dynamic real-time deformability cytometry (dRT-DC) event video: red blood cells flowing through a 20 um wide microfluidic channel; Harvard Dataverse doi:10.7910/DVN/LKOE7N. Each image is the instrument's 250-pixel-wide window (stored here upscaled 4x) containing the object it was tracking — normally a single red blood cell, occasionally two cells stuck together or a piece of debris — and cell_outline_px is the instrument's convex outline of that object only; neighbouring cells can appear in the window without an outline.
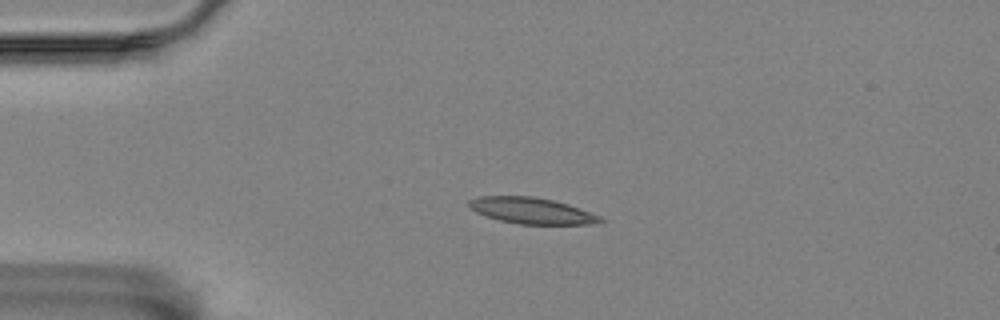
{"species": "Egyptian fruit bat (a non-hibernating species)", "species_latin": "Rousettus aegyptiacus", "temperature_condition": "room temperature", "stored_images_in_passage": 6, "camera_frame_rate_fps": 3000, "um_per_image_px": 0.085, "animal": {"sex": "female"}, "frame": {"image": 1, "passage_image": 3, "time_ms": 2.0, "image_size_px": [1000, 320], "cell_outline_px": [[604, 220], [588, 224], [520, 224], [500, 220], [484, 216], [468, 208], [468, 200], [480, 196], [532, 196], [552, 200], [568, 204], [600, 216]], "centroid_in_image_um": [45.12, 17.9], "position_along_channel_um": 39.9, "area_um2": 19.88}}
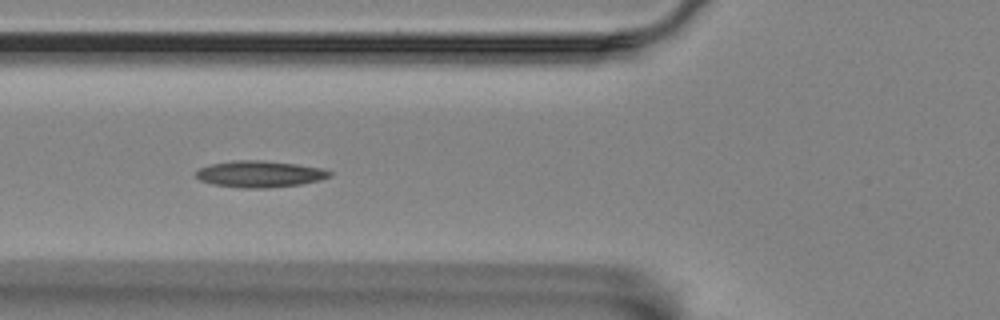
{"frame": {"image": 2, "passage_image": 5, "time_ms": 4.667, "image_size_px": [1000, 320], "cell_outline_px": [[332, 176], [320, 180], [300, 184], [268, 188], [244, 188], [212, 184], [200, 180], [196, 176], [196, 172], [200, 168], [212, 164], [232, 160], [264, 160], [296, 164], [324, 168], [332, 172]], "centroid_in_image_um": [22.11, 14.79], "position_along_channel_um": 103.7, "area_um2": 20.69}}